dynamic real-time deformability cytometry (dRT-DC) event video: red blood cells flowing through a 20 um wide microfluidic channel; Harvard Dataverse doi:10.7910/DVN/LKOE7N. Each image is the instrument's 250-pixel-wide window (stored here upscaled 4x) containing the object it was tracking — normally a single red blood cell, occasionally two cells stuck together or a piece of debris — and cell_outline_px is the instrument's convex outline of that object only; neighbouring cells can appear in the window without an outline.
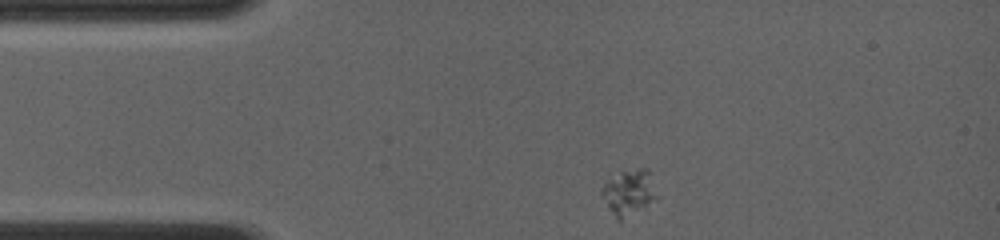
{"species": "common noctule bat (a hibernating species)", "species_latin": "Nyctalus noctula", "temperature_condition": "room temperature", "stored_images_in_passage": 2, "camera_frame_rate_fps": 4000, "um_per_image_px": 0.085, "animal": {"sex": "female", "body_mass_g": 19.0, "forearm_length_mm": 56.7}, "frame": {"image": 1, "passage_image": 1, "time_ms": 0.0, "image_size_px": [1000, 240], "cell_outline_px": [[660, 196], [620, 220], [616, 220], [608, 208], [600, 192], [600, 188], [608, 180], [620, 172], [636, 168], [648, 168]], "centroid_in_image_um": [53.46, 16.31], "position_along_channel_um": 31.5, "area_um2": 14.51}}